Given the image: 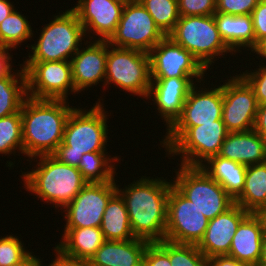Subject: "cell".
Wrapping results in <instances>:
<instances>
[{
  "label": "cell",
  "mask_w": 266,
  "mask_h": 266,
  "mask_svg": "<svg viewBox=\"0 0 266 266\" xmlns=\"http://www.w3.org/2000/svg\"><path fill=\"white\" fill-rule=\"evenodd\" d=\"M151 82L149 53L113 47L107 42L104 86L114 84L123 91L147 100Z\"/></svg>",
  "instance_id": "cell-8"
},
{
  "label": "cell",
  "mask_w": 266,
  "mask_h": 266,
  "mask_svg": "<svg viewBox=\"0 0 266 266\" xmlns=\"http://www.w3.org/2000/svg\"><path fill=\"white\" fill-rule=\"evenodd\" d=\"M208 266H249L228 255L208 258Z\"/></svg>",
  "instance_id": "cell-44"
},
{
  "label": "cell",
  "mask_w": 266,
  "mask_h": 266,
  "mask_svg": "<svg viewBox=\"0 0 266 266\" xmlns=\"http://www.w3.org/2000/svg\"><path fill=\"white\" fill-rule=\"evenodd\" d=\"M265 232L262 217L258 213H250L239 224L228 256L249 266H257L261 257Z\"/></svg>",
  "instance_id": "cell-21"
},
{
  "label": "cell",
  "mask_w": 266,
  "mask_h": 266,
  "mask_svg": "<svg viewBox=\"0 0 266 266\" xmlns=\"http://www.w3.org/2000/svg\"><path fill=\"white\" fill-rule=\"evenodd\" d=\"M27 96L33 99L67 100L75 90L70 61L23 62Z\"/></svg>",
  "instance_id": "cell-11"
},
{
  "label": "cell",
  "mask_w": 266,
  "mask_h": 266,
  "mask_svg": "<svg viewBox=\"0 0 266 266\" xmlns=\"http://www.w3.org/2000/svg\"><path fill=\"white\" fill-rule=\"evenodd\" d=\"M257 266H266V232L263 237L261 257Z\"/></svg>",
  "instance_id": "cell-48"
},
{
  "label": "cell",
  "mask_w": 266,
  "mask_h": 266,
  "mask_svg": "<svg viewBox=\"0 0 266 266\" xmlns=\"http://www.w3.org/2000/svg\"><path fill=\"white\" fill-rule=\"evenodd\" d=\"M167 36L180 18L177 0H138Z\"/></svg>",
  "instance_id": "cell-33"
},
{
  "label": "cell",
  "mask_w": 266,
  "mask_h": 266,
  "mask_svg": "<svg viewBox=\"0 0 266 266\" xmlns=\"http://www.w3.org/2000/svg\"><path fill=\"white\" fill-rule=\"evenodd\" d=\"M253 130L266 141V104L258 106Z\"/></svg>",
  "instance_id": "cell-42"
},
{
  "label": "cell",
  "mask_w": 266,
  "mask_h": 266,
  "mask_svg": "<svg viewBox=\"0 0 266 266\" xmlns=\"http://www.w3.org/2000/svg\"><path fill=\"white\" fill-rule=\"evenodd\" d=\"M38 158V160H35ZM37 162L31 171L22 172L26 191L35 194L38 200L64 209L83 189L87 182L78 168L59 162L52 155L32 158ZM39 161V162H38Z\"/></svg>",
  "instance_id": "cell-4"
},
{
  "label": "cell",
  "mask_w": 266,
  "mask_h": 266,
  "mask_svg": "<svg viewBox=\"0 0 266 266\" xmlns=\"http://www.w3.org/2000/svg\"><path fill=\"white\" fill-rule=\"evenodd\" d=\"M167 36L190 52L206 70L212 69L214 58L227 53L235 55L220 37L214 15L180 16Z\"/></svg>",
  "instance_id": "cell-7"
},
{
  "label": "cell",
  "mask_w": 266,
  "mask_h": 266,
  "mask_svg": "<svg viewBox=\"0 0 266 266\" xmlns=\"http://www.w3.org/2000/svg\"><path fill=\"white\" fill-rule=\"evenodd\" d=\"M258 214L262 217V220L264 222V228L266 230V207L263 208Z\"/></svg>",
  "instance_id": "cell-49"
},
{
  "label": "cell",
  "mask_w": 266,
  "mask_h": 266,
  "mask_svg": "<svg viewBox=\"0 0 266 266\" xmlns=\"http://www.w3.org/2000/svg\"><path fill=\"white\" fill-rule=\"evenodd\" d=\"M253 54H257L261 59V61L266 60V37L262 39L257 46L251 51ZM266 63V62H265Z\"/></svg>",
  "instance_id": "cell-47"
},
{
  "label": "cell",
  "mask_w": 266,
  "mask_h": 266,
  "mask_svg": "<svg viewBox=\"0 0 266 266\" xmlns=\"http://www.w3.org/2000/svg\"><path fill=\"white\" fill-rule=\"evenodd\" d=\"M150 242L140 238L105 241L89 259L92 266H143V256Z\"/></svg>",
  "instance_id": "cell-23"
},
{
  "label": "cell",
  "mask_w": 266,
  "mask_h": 266,
  "mask_svg": "<svg viewBox=\"0 0 266 266\" xmlns=\"http://www.w3.org/2000/svg\"><path fill=\"white\" fill-rule=\"evenodd\" d=\"M16 150L19 155L24 154L21 110L0 118V154L17 155Z\"/></svg>",
  "instance_id": "cell-32"
},
{
  "label": "cell",
  "mask_w": 266,
  "mask_h": 266,
  "mask_svg": "<svg viewBox=\"0 0 266 266\" xmlns=\"http://www.w3.org/2000/svg\"><path fill=\"white\" fill-rule=\"evenodd\" d=\"M107 241L134 239L128 211L122 197L116 193L108 202L100 226Z\"/></svg>",
  "instance_id": "cell-28"
},
{
  "label": "cell",
  "mask_w": 266,
  "mask_h": 266,
  "mask_svg": "<svg viewBox=\"0 0 266 266\" xmlns=\"http://www.w3.org/2000/svg\"><path fill=\"white\" fill-rule=\"evenodd\" d=\"M55 247L65 256L89 260L106 241L100 227L64 228Z\"/></svg>",
  "instance_id": "cell-25"
},
{
  "label": "cell",
  "mask_w": 266,
  "mask_h": 266,
  "mask_svg": "<svg viewBox=\"0 0 266 266\" xmlns=\"http://www.w3.org/2000/svg\"><path fill=\"white\" fill-rule=\"evenodd\" d=\"M116 180L87 183L64 208V228L100 227L109 200L117 193Z\"/></svg>",
  "instance_id": "cell-13"
},
{
  "label": "cell",
  "mask_w": 266,
  "mask_h": 266,
  "mask_svg": "<svg viewBox=\"0 0 266 266\" xmlns=\"http://www.w3.org/2000/svg\"><path fill=\"white\" fill-rule=\"evenodd\" d=\"M190 89L181 115L171 126H198L222 120L223 84L213 88L196 87ZM217 86V88H216Z\"/></svg>",
  "instance_id": "cell-18"
},
{
  "label": "cell",
  "mask_w": 266,
  "mask_h": 266,
  "mask_svg": "<svg viewBox=\"0 0 266 266\" xmlns=\"http://www.w3.org/2000/svg\"><path fill=\"white\" fill-rule=\"evenodd\" d=\"M54 253L56 257L53 259L49 266H92L90 260L75 259L65 256L56 247H54Z\"/></svg>",
  "instance_id": "cell-41"
},
{
  "label": "cell",
  "mask_w": 266,
  "mask_h": 266,
  "mask_svg": "<svg viewBox=\"0 0 266 266\" xmlns=\"http://www.w3.org/2000/svg\"><path fill=\"white\" fill-rule=\"evenodd\" d=\"M218 155L246 166L263 163L266 162V141L254 130L229 132Z\"/></svg>",
  "instance_id": "cell-22"
},
{
  "label": "cell",
  "mask_w": 266,
  "mask_h": 266,
  "mask_svg": "<svg viewBox=\"0 0 266 266\" xmlns=\"http://www.w3.org/2000/svg\"><path fill=\"white\" fill-rule=\"evenodd\" d=\"M15 9L10 0H0V23Z\"/></svg>",
  "instance_id": "cell-46"
},
{
  "label": "cell",
  "mask_w": 266,
  "mask_h": 266,
  "mask_svg": "<svg viewBox=\"0 0 266 266\" xmlns=\"http://www.w3.org/2000/svg\"><path fill=\"white\" fill-rule=\"evenodd\" d=\"M260 0H216V12L230 15H251Z\"/></svg>",
  "instance_id": "cell-39"
},
{
  "label": "cell",
  "mask_w": 266,
  "mask_h": 266,
  "mask_svg": "<svg viewBox=\"0 0 266 266\" xmlns=\"http://www.w3.org/2000/svg\"><path fill=\"white\" fill-rule=\"evenodd\" d=\"M68 100L27 97L21 107L24 157L52 155L63 141L66 121L74 109Z\"/></svg>",
  "instance_id": "cell-2"
},
{
  "label": "cell",
  "mask_w": 266,
  "mask_h": 266,
  "mask_svg": "<svg viewBox=\"0 0 266 266\" xmlns=\"http://www.w3.org/2000/svg\"><path fill=\"white\" fill-rule=\"evenodd\" d=\"M30 21L14 9L0 23V47L16 49L26 40H31L33 32Z\"/></svg>",
  "instance_id": "cell-31"
},
{
  "label": "cell",
  "mask_w": 266,
  "mask_h": 266,
  "mask_svg": "<svg viewBox=\"0 0 266 266\" xmlns=\"http://www.w3.org/2000/svg\"><path fill=\"white\" fill-rule=\"evenodd\" d=\"M166 130L161 147L169 157L180 155L181 165L189 167H200L217 156L229 133L222 120L198 126H170Z\"/></svg>",
  "instance_id": "cell-5"
},
{
  "label": "cell",
  "mask_w": 266,
  "mask_h": 266,
  "mask_svg": "<svg viewBox=\"0 0 266 266\" xmlns=\"http://www.w3.org/2000/svg\"><path fill=\"white\" fill-rule=\"evenodd\" d=\"M19 69L0 79V118L17 113L28 97L25 71Z\"/></svg>",
  "instance_id": "cell-29"
},
{
  "label": "cell",
  "mask_w": 266,
  "mask_h": 266,
  "mask_svg": "<svg viewBox=\"0 0 266 266\" xmlns=\"http://www.w3.org/2000/svg\"><path fill=\"white\" fill-rule=\"evenodd\" d=\"M169 258L172 266H208V259L195 244L169 241Z\"/></svg>",
  "instance_id": "cell-34"
},
{
  "label": "cell",
  "mask_w": 266,
  "mask_h": 266,
  "mask_svg": "<svg viewBox=\"0 0 266 266\" xmlns=\"http://www.w3.org/2000/svg\"><path fill=\"white\" fill-rule=\"evenodd\" d=\"M249 214L248 211L235 203L224 213L209 220L204 236L197 244L198 249L207 259L228 255L239 224Z\"/></svg>",
  "instance_id": "cell-20"
},
{
  "label": "cell",
  "mask_w": 266,
  "mask_h": 266,
  "mask_svg": "<svg viewBox=\"0 0 266 266\" xmlns=\"http://www.w3.org/2000/svg\"><path fill=\"white\" fill-rule=\"evenodd\" d=\"M143 266H172L169 258V241L149 243L144 252Z\"/></svg>",
  "instance_id": "cell-36"
},
{
  "label": "cell",
  "mask_w": 266,
  "mask_h": 266,
  "mask_svg": "<svg viewBox=\"0 0 266 266\" xmlns=\"http://www.w3.org/2000/svg\"><path fill=\"white\" fill-rule=\"evenodd\" d=\"M209 220L173 184L167 202L164 240L197 245L203 238Z\"/></svg>",
  "instance_id": "cell-12"
},
{
  "label": "cell",
  "mask_w": 266,
  "mask_h": 266,
  "mask_svg": "<svg viewBox=\"0 0 266 266\" xmlns=\"http://www.w3.org/2000/svg\"><path fill=\"white\" fill-rule=\"evenodd\" d=\"M31 252L28 256H26L21 262L17 263L14 266H44L41 259ZM46 266V264H45ZM49 266V265H48Z\"/></svg>",
  "instance_id": "cell-45"
},
{
  "label": "cell",
  "mask_w": 266,
  "mask_h": 266,
  "mask_svg": "<svg viewBox=\"0 0 266 266\" xmlns=\"http://www.w3.org/2000/svg\"><path fill=\"white\" fill-rule=\"evenodd\" d=\"M83 44L87 47L81 46L70 60L74 87L78 93L100 82L104 87L106 76L107 40H86Z\"/></svg>",
  "instance_id": "cell-19"
},
{
  "label": "cell",
  "mask_w": 266,
  "mask_h": 266,
  "mask_svg": "<svg viewBox=\"0 0 266 266\" xmlns=\"http://www.w3.org/2000/svg\"><path fill=\"white\" fill-rule=\"evenodd\" d=\"M180 16H210L216 12V0H177Z\"/></svg>",
  "instance_id": "cell-38"
},
{
  "label": "cell",
  "mask_w": 266,
  "mask_h": 266,
  "mask_svg": "<svg viewBox=\"0 0 266 266\" xmlns=\"http://www.w3.org/2000/svg\"><path fill=\"white\" fill-rule=\"evenodd\" d=\"M10 48L0 47V79L7 77L12 70V56L9 54ZM11 61V63H10Z\"/></svg>",
  "instance_id": "cell-43"
},
{
  "label": "cell",
  "mask_w": 266,
  "mask_h": 266,
  "mask_svg": "<svg viewBox=\"0 0 266 266\" xmlns=\"http://www.w3.org/2000/svg\"><path fill=\"white\" fill-rule=\"evenodd\" d=\"M165 36L138 0H127L118 26L107 42L113 47L149 53Z\"/></svg>",
  "instance_id": "cell-10"
},
{
  "label": "cell",
  "mask_w": 266,
  "mask_h": 266,
  "mask_svg": "<svg viewBox=\"0 0 266 266\" xmlns=\"http://www.w3.org/2000/svg\"><path fill=\"white\" fill-rule=\"evenodd\" d=\"M127 0H78L71 9L77 14L88 40H108L115 32ZM93 31V33H92ZM90 32L96 37L90 36ZM89 33V35H87Z\"/></svg>",
  "instance_id": "cell-16"
},
{
  "label": "cell",
  "mask_w": 266,
  "mask_h": 266,
  "mask_svg": "<svg viewBox=\"0 0 266 266\" xmlns=\"http://www.w3.org/2000/svg\"><path fill=\"white\" fill-rule=\"evenodd\" d=\"M213 15L220 37L233 53H240L242 47L243 50L249 48L248 51L255 48L254 26L251 15L234 16L218 12Z\"/></svg>",
  "instance_id": "cell-24"
},
{
  "label": "cell",
  "mask_w": 266,
  "mask_h": 266,
  "mask_svg": "<svg viewBox=\"0 0 266 266\" xmlns=\"http://www.w3.org/2000/svg\"><path fill=\"white\" fill-rule=\"evenodd\" d=\"M44 25L32 51L24 62L70 61L82 46L86 35L77 14L70 8L54 15Z\"/></svg>",
  "instance_id": "cell-6"
},
{
  "label": "cell",
  "mask_w": 266,
  "mask_h": 266,
  "mask_svg": "<svg viewBox=\"0 0 266 266\" xmlns=\"http://www.w3.org/2000/svg\"><path fill=\"white\" fill-rule=\"evenodd\" d=\"M234 200L249 213L266 207V162L247 166L243 190Z\"/></svg>",
  "instance_id": "cell-27"
},
{
  "label": "cell",
  "mask_w": 266,
  "mask_h": 266,
  "mask_svg": "<svg viewBox=\"0 0 266 266\" xmlns=\"http://www.w3.org/2000/svg\"><path fill=\"white\" fill-rule=\"evenodd\" d=\"M89 110L74 108L65 124L63 141L52 154L59 162L78 166L81 157L85 153L106 152L108 141V116L98 99Z\"/></svg>",
  "instance_id": "cell-3"
},
{
  "label": "cell",
  "mask_w": 266,
  "mask_h": 266,
  "mask_svg": "<svg viewBox=\"0 0 266 266\" xmlns=\"http://www.w3.org/2000/svg\"><path fill=\"white\" fill-rule=\"evenodd\" d=\"M107 153L91 152L82 155L77 168L87 183H102L115 180V175H117L115 173L117 172L114 162H118L121 159L116 155L111 157Z\"/></svg>",
  "instance_id": "cell-30"
},
{
  "label": "cell",
  "mask_w": 266,
  "mask_h": 266,
  "mask_svg": "<svg viewBox=\"0 0 266 266\" xmlns=\"http://www.w3.org/2000/svg\"><path fill=\"white\" fill-rule=\"evenodd\" d=\"M151 80L147 100H152L156 105L158 115L166 122V129L181 115L186 97L195 82L204 81L203 77L151 78Z\"/></svg>",
  "instance_id": "cell-17"
},
{
  "label": "cell",
  "mask_w": 266,
  "mask_h": 266,
  "mask_svg": "<svg viewBox=\"0 0 266 266\" xmlns=\"http://www.w3.org/2000/svg\"><path fill=\"white\" fill-rule=\"evenodd\" d=\"M251 18L254 26L256 47L266 37V0H260L252 12Z\"/></svg>",
  "instance_id": "cell-40"
},
{
  "label": "cell",
  "mask_w": 266,
  "mask_h": 266,
  "mask_svg": "<svg viewBox=\"0 0 266 266\" xmlns=\"http://www.w3.org/2000/svg\"><path fill=\"white\" fill-rule=\"evenodd\" d=\"M262 64L253 72L250 69L239 74L252 88L258 105L266 104V65Z\"/></svg>",
  "instance_id": "cell-37"
},
{
  "label": "cell",
  "mask_w": 266,
  "mask_h": 266,
  "mask_svg": "<svg viewBox=\"0 0 266 266\" xmlns=\"http://www.w3.org/2000/svg\"><path fill=\"white\" fill-rule=\"evenodd\" d=\"M30 253L18 236L0 237V266H14Z\"/></svg>",
  "instance_id": "cell-35"
},
{
  "label": "cell",
  "mask_w": 266,
  "mask_h": 266,
  "mask_svg": "<svg viewBox=\"0 0 266 266\" xmlns=\"http://www.w3.org/2000/svg\"><path fill=\"white\" fill-rule=\"evenodd\" d=\"M223 83L222 121L229 132L253 130L258 102L249 84L238 74Z\"/></svg>",
  "instance_id": "cell-14"
},
{
  "label": "cell",
  "mask_w": 266,
  "mask_h": 266,
  "mask_svg": "<svg viewBox=\"0 0 266 266\" xmlns=\"http://www.w3.org/2000/svg\"><path fill=\"white\" fill-rule=\"evenodd\" d=\"M149 57L151 78L206 76L207 70L200 62L168 36L151 49Z\"/></svg>",
  "instance_id": "cell-15"
},
{
  "label": "cell",
  "mask_w": 266,
  "mask_h": 266,
  "mask_svg": "<svg viewBox=\"0 0 266 266\" xmlns=\"http://www.w3.org/2000/svg\"><path fill=\"white\" fill-rule=\"evenodd\" d=\"M180 165L175 170L173 185L204 214L212 220L235 204V200L201 167Z\"/></svg>",
  "instance_id": "cell-9"
},
{
  "label": "cell",
  "mask_w": 266,
  "mask_h": 266,
  "mask_svg": "<svg viewBox=\"0 0 266 266\" xmlns=\"http://www.w3.org/2000/svg\"><path fill=\"white\" fill-rule=\"evenodd\" d=\"M142 176L117 193L122 197L128 211L130 226L135 238L159 242L165 238L167 202L172 179Z\"/></svg>",
  "instance_id": "cell-1"
},
{
  "label": "cell",
  "mask_w": 266,
  "mask_h": 266,
  "mask_svg": "<svg viewBox=\"0 0 266 266\" xmlns=\"http://www.w3.org/2000/svg\"><path fill=\"white\" fill-rule=\"evenodd\" d=\"M235 199L243 190L247 166L219 155L209 158L200 166Z\"/></svg>",
  "instance_id": "cell-26"
}]
</instances>
